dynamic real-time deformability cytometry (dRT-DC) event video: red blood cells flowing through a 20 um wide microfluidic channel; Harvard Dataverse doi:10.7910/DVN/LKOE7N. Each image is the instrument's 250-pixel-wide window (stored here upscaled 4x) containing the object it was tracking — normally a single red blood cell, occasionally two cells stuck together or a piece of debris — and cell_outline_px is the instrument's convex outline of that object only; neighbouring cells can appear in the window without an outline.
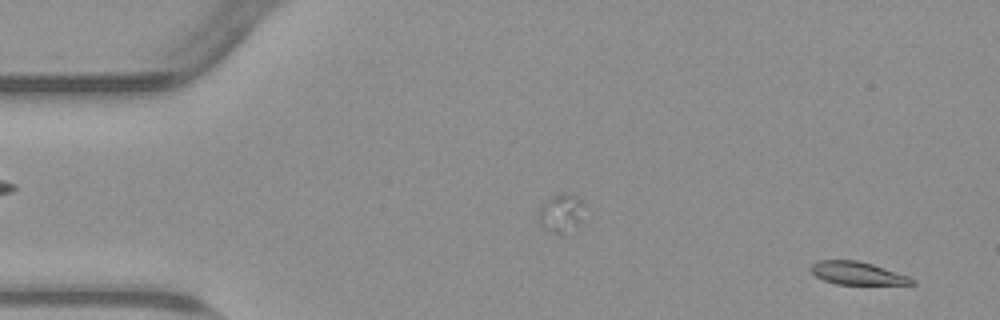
{"species": "common noctule bat (a hibernating species)", "species_latin": "Nyctalus noctula", "temperature_condition": "warm", "stored_images_in_passage": 12, "camera_frame_rate_fps": 3000, "um_per_image_px": 0.085, "animal": {"sex": "male", "body_mass_g": 23.1, "forearm_length_mm": 52.7}, "frame": {"image": 1, "passage_image": 2, "time_ms": 0.333, "image_size_px": [1000, 320], "cell_outline_px": [[916, 284], [836, 284], [824, 280], [816, 276], [808, 268], [816, 260], [856, 260], [872, 264], [908, 276], [916, 280]], "centroid_in_image_um": [72.84, 23.22], "position_along_channel_um": 12.2, "area_um2": 13.41}}